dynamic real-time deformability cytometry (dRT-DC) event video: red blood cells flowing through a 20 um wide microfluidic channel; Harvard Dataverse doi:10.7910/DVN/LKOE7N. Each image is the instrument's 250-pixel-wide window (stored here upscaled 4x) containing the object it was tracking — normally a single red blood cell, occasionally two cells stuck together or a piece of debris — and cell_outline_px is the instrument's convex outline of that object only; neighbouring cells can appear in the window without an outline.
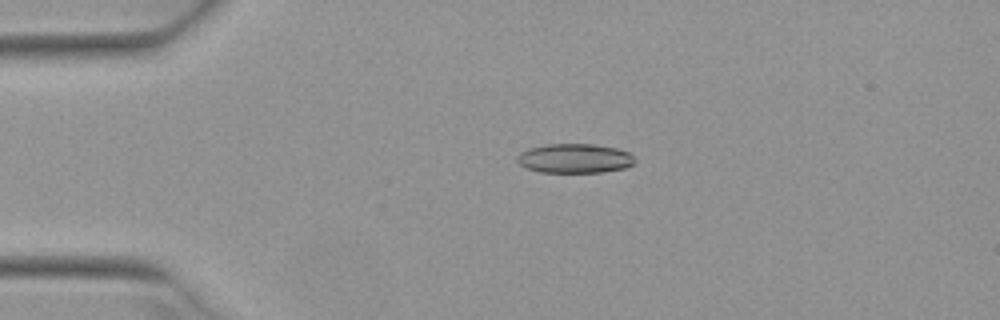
{"species": "Egyptian fruit bat (a non-hibernating species)", "species_latin": "Rousettus aegyptiacus", "temperature_condition": "warm", "stored_images_in_passage": 52, "camera_frame_rate_fps": 3000, "um_per_image_px": 0.085, "animal": {"sex": "female"}, "frame": {"image": 1, "passage_image": 12, "time_ms": 3.667, "image_size_px": [1000, 320], "cell_outline_px": [[636, 160], [632, 164], [624, 168], [604, 172], [540, 172], [524, 168], [516, 160], [516, 156], [520, 152], [528, 148], [548, 144], [596, 144], [616, 148], [628, 152]], "centroid_in_image_um": [48.81, 13.46], "position_along_channel_um": 36.2, "area_um2": 20.23}}
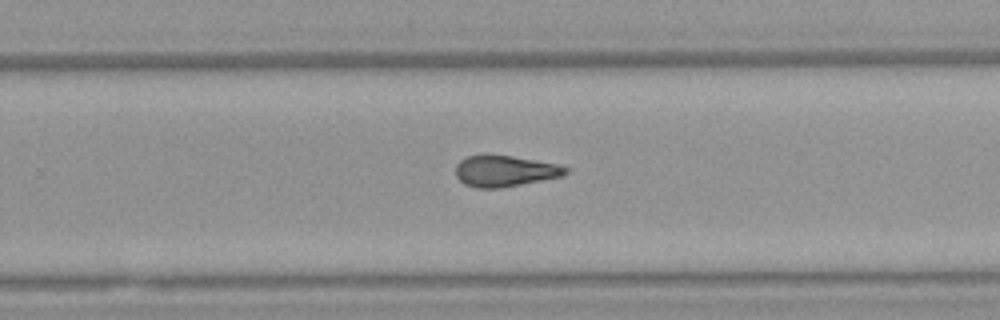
{"frame": {"image": 2, "passage_image": 34, "time_ms": 11.0, "image_size_px": [1000, 320], "cell_outline_px": [[572, 168], [564, 176], [500, 188], [476, 188], [464, 184], [456, 176], [456, 164], [460, 160], [468, 156], [512, 156], [556, 164]], "centroid_in_image_um": [42.94, 14.56], "position_along_channel_um": 286.9, "area_um2": 19.77}}
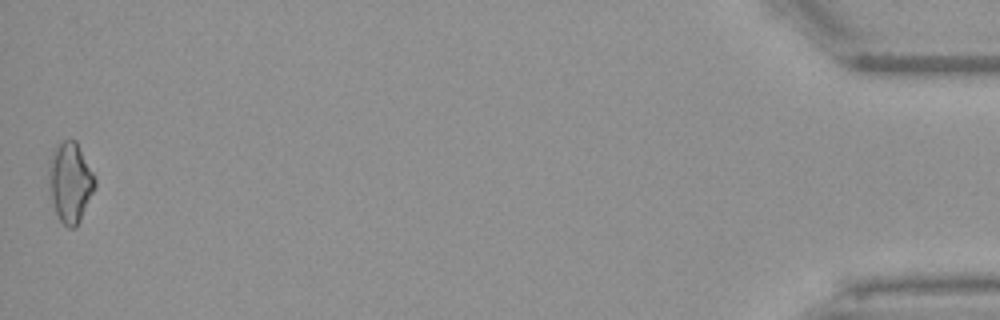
{"frame": {"image": 3, "passage_image": 52, "time_ms": 17.0, "image_size_px": [1000, 320], "cell_outline_px": [[96, 184], [80, 220], [72, 228], [68, 228], [60, 220], [56, 212], [52, 200], [48, 176], [48, 164], [52, 152], [64, 140], [76, 140], [96, 176]], "centroid_in_image_um": [5.98, 15.46], "position_along_channel_um": 429.2, "area_um2": 21.27}, "authors_computed_cell_mechanics": {"area_um2": 20.2589, "velocity_mm_per_s": 3.9506, "shape_relaxation_time_tau1_ms": null, "shape_relaxation_time_tau2_ms": 6.6869, "deformation_change_tau1": null, "deformation_change_tau2": 0.1945}}